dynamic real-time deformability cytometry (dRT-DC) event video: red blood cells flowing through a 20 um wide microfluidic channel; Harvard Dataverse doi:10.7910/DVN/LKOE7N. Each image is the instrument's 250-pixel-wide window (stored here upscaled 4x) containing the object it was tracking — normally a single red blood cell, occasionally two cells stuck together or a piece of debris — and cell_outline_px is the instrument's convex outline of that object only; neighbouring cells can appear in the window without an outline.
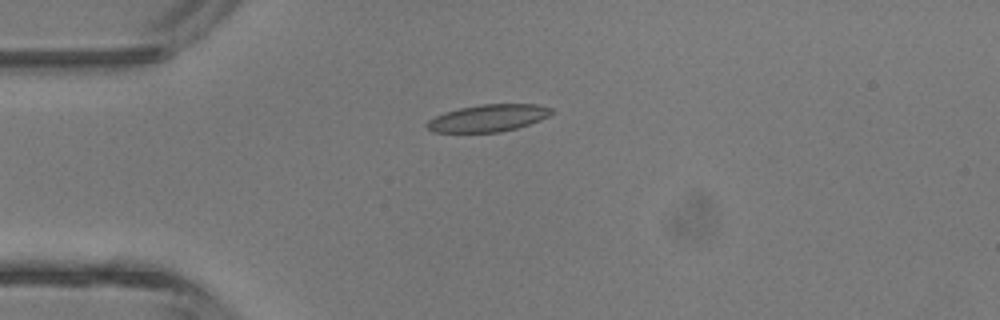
{"species": "common noctule bat (a hibernating species)", "species_latin": "Nyctalus noctula", "temperature_condition": "room temperature", "stored_images_in_passage": 1, "camera_frame_rate_fps": 3000, "um_per_image_px": 0.085, "animal": {"sex": "male", "body_mass_g": 13.3}, "frame": {"image": 1, "passage_image": 1, "time_ms": 0.0, "image_size_px": [1000, 320], "cell_outline_px": [[552, 112], [548, 116], [540, 120], [516, 128], [500, 132], [432, 132], [424, 124], [428, 120], [444, 112], [460, 108], [480, 104], [536, 104], [552, 108]], "centroid_in_image_um": [41.47, 10.03], "position_along_channel_um": 43.5, "area_um2": 19.59}}